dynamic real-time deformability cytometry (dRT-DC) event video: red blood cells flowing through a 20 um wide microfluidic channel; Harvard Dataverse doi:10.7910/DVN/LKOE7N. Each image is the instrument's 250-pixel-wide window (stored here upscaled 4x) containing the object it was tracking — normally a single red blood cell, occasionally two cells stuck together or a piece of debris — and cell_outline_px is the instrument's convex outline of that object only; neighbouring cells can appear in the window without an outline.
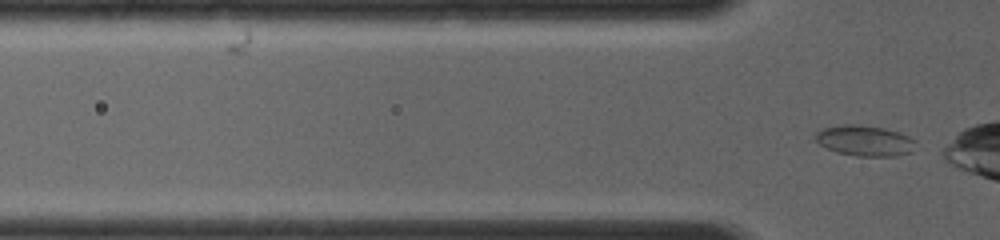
{"species": "common noctule bat (a hibernating species)", "species_latin": "Nyctalus noctula", "temperature_condition": "room temperature", "stored_images_in_passage": 2, "camera_frame_rate_fps": 4000, "um_per_image_px": 0.085, "animal": {"sex": "female", "body_mass_g": 19.0, "forearm_length_mm": 56.7}, "frame": {"image": 1, "passage_image": 2, "time_ms": 0.75, "image_size_px": [1000, 240], "cell_outline_px": [[916, 140], [908, 152], [888, 156], [860, 156], [840, 152], [828, 148], [820, 144], [816, 140], [816, 132], [824, 128], [840, 124], [860, 124], [884, 128], [908, 136]], "centroid_in_image_um": [73.46, 11.93], "position_along_channel_um": 52.3, "area_um2": 17.34}}